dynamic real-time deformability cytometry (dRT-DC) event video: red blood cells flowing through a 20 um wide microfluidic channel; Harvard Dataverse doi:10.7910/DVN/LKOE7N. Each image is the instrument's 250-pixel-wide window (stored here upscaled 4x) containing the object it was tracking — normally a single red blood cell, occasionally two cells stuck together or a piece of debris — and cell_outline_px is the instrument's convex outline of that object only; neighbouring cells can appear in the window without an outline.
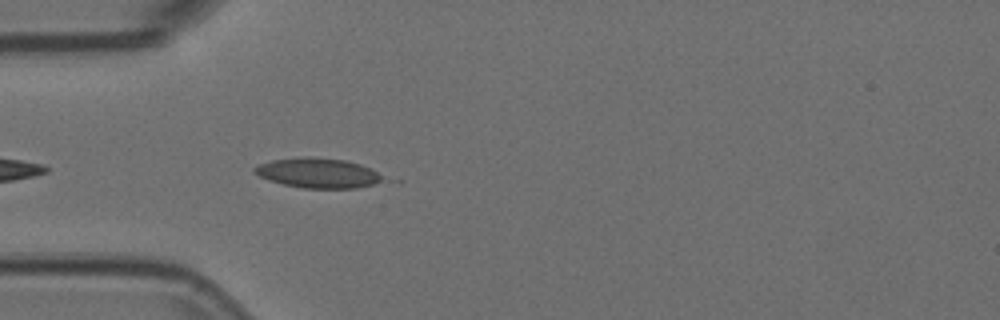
{"species": "Egyptian fruit bat (a non-hibernating species)", "species_latin": "Rousettus aegyptiacus", "temperature_condition": "room temperature", "stored_images_in_passage": 23, "camera_frame_rate_fps": 3000, "um_per_image_px": 0.085, "animal": {"sex": "female"}, "frame": {"image": 1, "passage_image": 4, "time_ms": 1.0, "image_size_px": [1000, 320], "cell_outline_px": [[384, 176], [380, 180], [372, 184], [356, 188], [300, 188], [268, 180], [252, 172], [252, 168], [260, 164], [272, 160], [304, 156], [344, 160], [360, 164], [372, 168]], "centroid_in_image_um": [26.99, 14.7], "position_along_channel_um": 58.0, "area_um2": 22.25}}
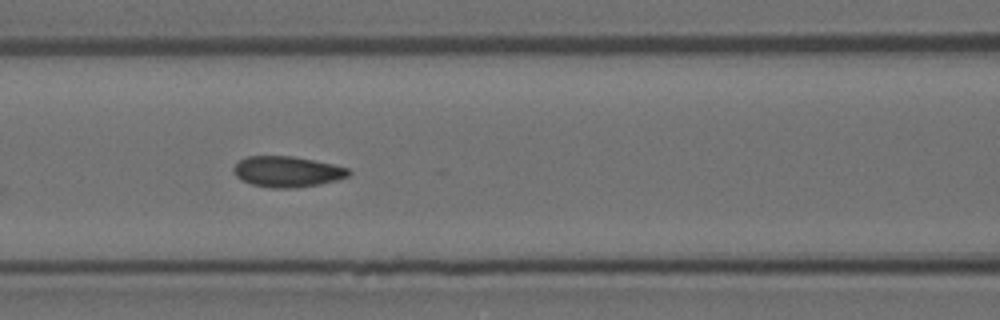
{"frame": {"image": 2, "passage_image": 11, "time_ms": 3.333, "image_size_px": [1000, 320], "cell_outline_px": [[352, 172], [348, 176], [336, 180], [320, 184], [296, 188], [272, 188], [252, 184], [240, 180], [232, 172], [232, 168], [240, 160], [248, 156], [292, 156], [332, 164], [348, 168]], "centroid_in_image_um": [24.39, 14.59], "position_along_channel_um": 142.2, "area_um2": 20.63}}
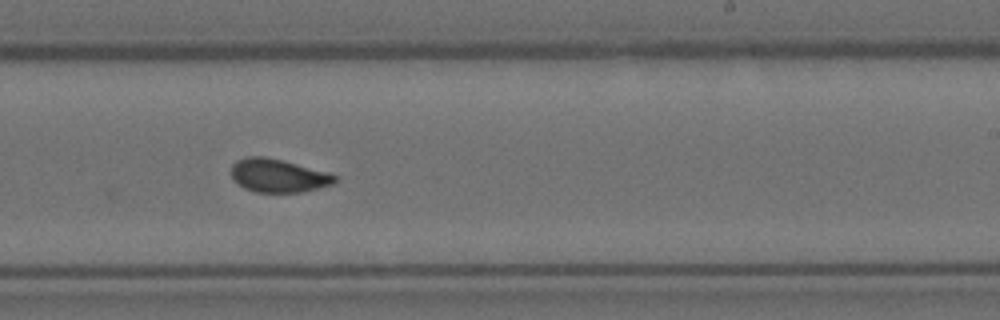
{"frame": {"image": 3, "passage_image": 21, "time_ms": 6.667, "image_size_px": [1000, 320], "cell_outline_px": [[340, 180], [332, 184], [320, 188], [304, 192], [256, 192], [244, 188], [232, 180], [232, 164], [236, 160], [244, 156], [264, 156], [328, 172], [340, 176]], "centroid_in_image_um": [23.67, 14.93], "position_along_channel_um": 265.3, "area_um2": 20.35}}